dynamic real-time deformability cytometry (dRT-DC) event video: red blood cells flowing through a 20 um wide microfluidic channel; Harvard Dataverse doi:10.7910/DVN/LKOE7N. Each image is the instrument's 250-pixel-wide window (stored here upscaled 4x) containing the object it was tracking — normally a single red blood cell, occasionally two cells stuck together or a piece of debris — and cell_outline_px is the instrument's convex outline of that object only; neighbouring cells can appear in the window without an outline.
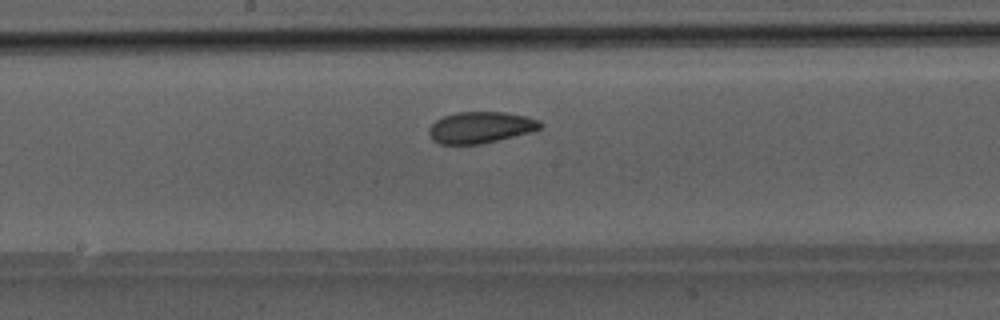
{"species": "Egyptian fruit bat (a non-hibernating species)", "species_latin": "Rousettus aegyptiacus", "temperature_condition": "room temperature", "stored_images_in_passage": 24, "camera_frame_rate_fps": 3000, "um_per_image_px": 0.085, "animal": {"sex": "male"}, "frame": {"image": 1, "passage_image": 11, "time_ms": 3.333, "image_size_px": [1000, 320], "cell_outline_px": [[544, 124], [540, 128], [532, 132], [480, 144], [440, 144], [432, 140], [428, 132], [428, 128], [436, 120], [444, 116], [456, 112], [504, 112], [528, 116], [540, 120]], "centroid_in_image_um": [40.86, 10.82], "position_along_channel_um": 207.3, "area_um2": 20.52}}